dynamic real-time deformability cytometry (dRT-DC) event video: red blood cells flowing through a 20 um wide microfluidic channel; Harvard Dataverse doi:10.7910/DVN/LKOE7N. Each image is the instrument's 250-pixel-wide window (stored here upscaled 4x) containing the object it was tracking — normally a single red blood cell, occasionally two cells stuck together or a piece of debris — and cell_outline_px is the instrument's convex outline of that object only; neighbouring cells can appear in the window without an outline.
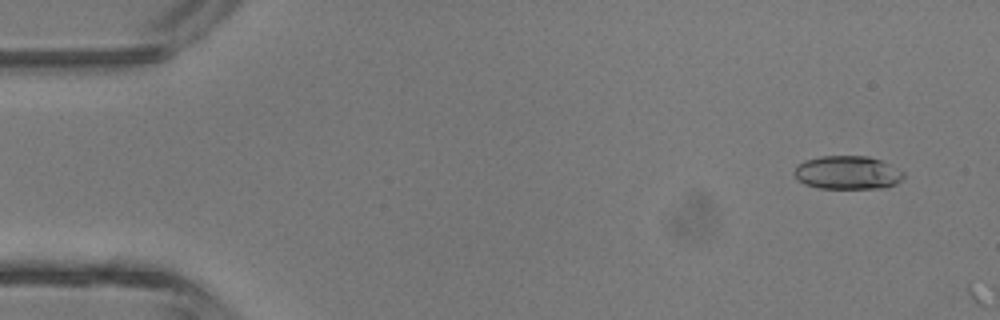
{"species": "common noctule bat (a hibernating species)", "species_latin": "Nyctalus noctula", "temperature_condition": "room temperature", "stored_images_in_passage": 2, "camera_frame_rate_fps": 3000, "um_per_image_px": 0.085, "animal": {"sex": "male", "body_mass_g": 13.3}, "frame": {"image": 1, "passage_image": 1, "time_ms": 0.0, "image_size_px": [1000, 320], "cell_outline_px": [[904, 176], [896, 184], [884, 188], [820, 188], [804, 184], [796, 180], [792, 172], [796, 164], [804, 160], [820, 156], [868, 156], [880, 160], [904, 172]], "centroid_in_image_um": [71.97, 14.67], "position_along_channel_um": 13.0, "area_um2": 21.5}}